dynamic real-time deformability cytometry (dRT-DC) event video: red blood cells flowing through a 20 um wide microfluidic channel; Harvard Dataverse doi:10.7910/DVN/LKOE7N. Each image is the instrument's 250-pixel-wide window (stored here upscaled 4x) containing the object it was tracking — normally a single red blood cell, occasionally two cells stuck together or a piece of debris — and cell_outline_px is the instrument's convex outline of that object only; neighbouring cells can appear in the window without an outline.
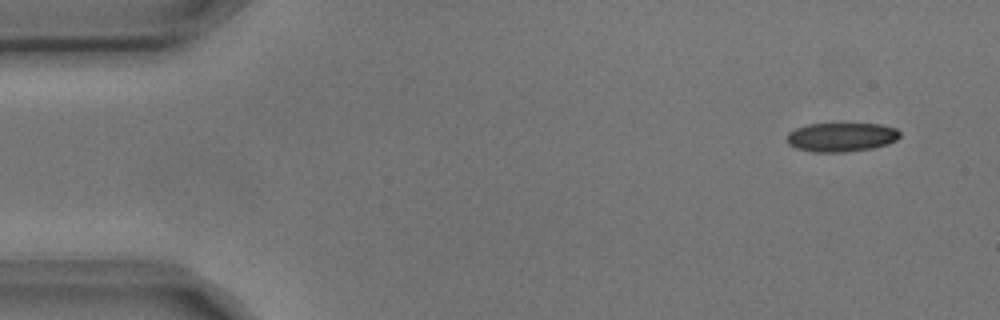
{"species": "common noctule bat (a hibernating species)", "species_latin": "Nyctalus noctula", "temperature_condition": "cold", "stored_images_in_passage": 5, "segment_of_instrument_passage": [1, 2], "camera_frame_rate_fps": 3000, "um_per_image_px": 0.085, "animal": {"sex": "male", "body_mass_g": 17.9, "forearm_length_mm": 54.2}, "frame": {"image": 1, "passage_image": 1, "time_ms": 0.0, "image_size_px": [1000, 320], "cell_outline_px": [[900, 136], [896, 140], [888, 144], [872, 148], [844, 152], [812, 152], [796, 148], [788, 144], [788, 132], [796, 128], [808, 124], [880, 124], [896, 128], [900, 132]], "centroid_in_image_um": [71.52, 11.66], "position_along_channel_um": 13.5, "area_um2": 19.07}}
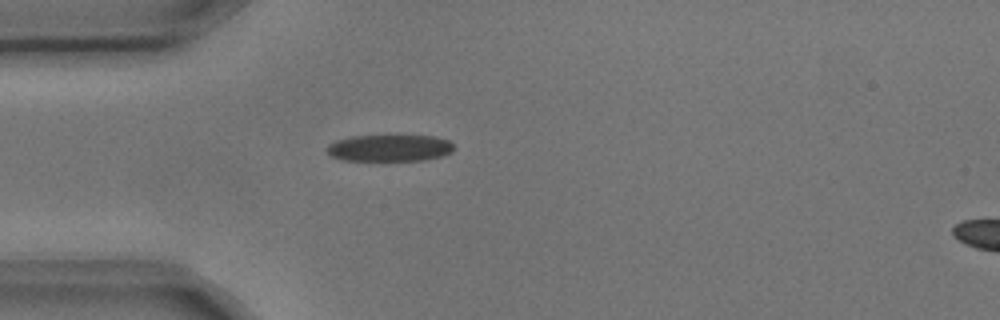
{"frame": {"image": 2, "passage_image": 4, "time_ms": 1.0, "image_size_px": [1000, 320], "cell_outline_px": [[452, 152], [444, 156], [424, 160], [344, 160], [328, 156], [324, 148], [328, 144], [336, 140], [352, 136], [436, 136], [448, 140], [452, 144]], "centroid_in_image_um": [33.06, 12.58], "position_along_channel_um": 51.9, "area_um2": 19.88}}